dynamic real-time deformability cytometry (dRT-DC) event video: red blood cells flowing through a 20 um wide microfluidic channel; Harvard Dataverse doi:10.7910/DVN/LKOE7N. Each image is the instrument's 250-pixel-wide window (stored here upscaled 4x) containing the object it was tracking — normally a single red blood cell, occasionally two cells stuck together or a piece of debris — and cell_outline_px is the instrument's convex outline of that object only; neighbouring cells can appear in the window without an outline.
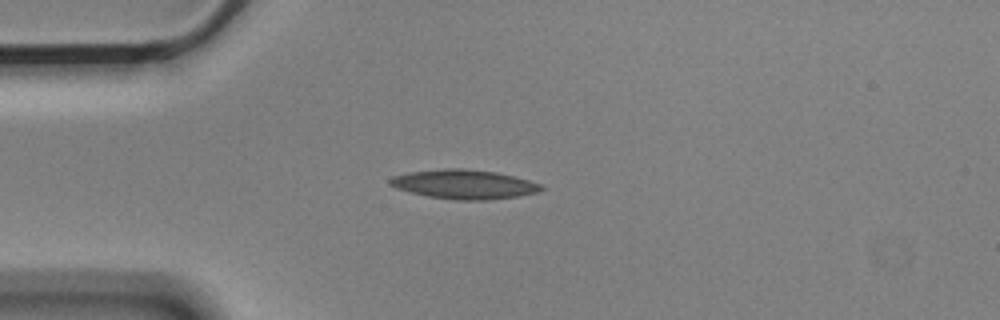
{"species": "Egyptian fruit bat (a non-hibernating species)", "species_latin": "Rousettus aegyptiacus", "temperature_condition": "cold", "stored_images_in_passage": 7, "camera_frame_rate_fps": 3000, "um_per_image_px": 0.085, "animal": {"sex": "male"}, "frame": {"image": 1, "passage_image": 2, "time_ms": 0.333, "image_size_px": [1000, 320], "cell_outline_px": [[544, 188], [536, 192], [516, 196], [488, 200], [456, 200], [428, 196], [396, 188], [388, 184], [388, 180], [392, 176], [408, 172], [444, 168], [464, 168], [496, 172], [528, 180], [540, 184]], "centroid_in_image_um": [39.39, 15.65], "position_along_channel_um": 45.6, "area_um2": 25.61}}
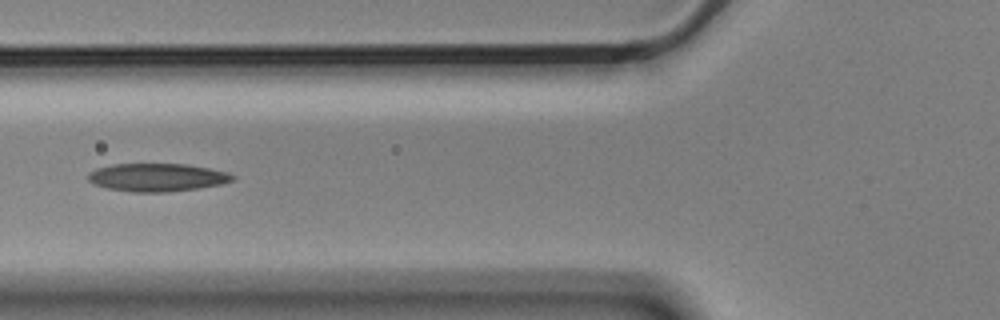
{"frame": {"image": 2, "passage_image": 4, "time_ms": 1.0, "image_size_px": [1000, 320], "cell_outline_px": [[236, 176], [232, 180], [220, 184], [196, 188], [168, 192], [132, 192], [108, 188], [96, 184], [88, 180], [88, 172], [96, 168], [112, 164], [184, 164], [208, 168], [228, 172]], "centroid_in_image_um": [13.33, 15.07], "position_along_channel_um": 112.5, "area_um2": 23.41}}
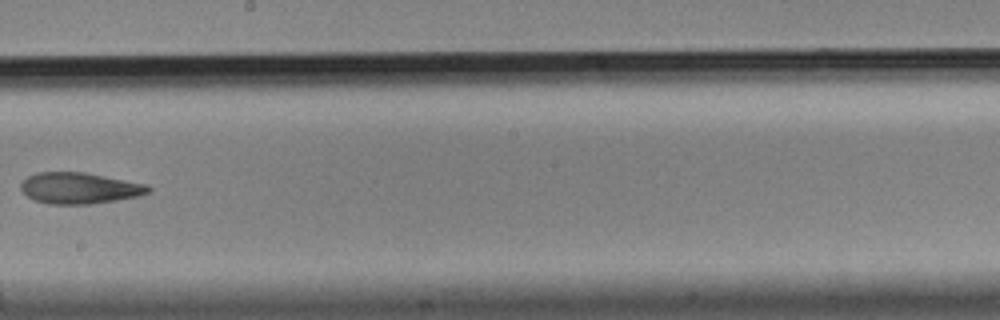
{"frame": {"image": 3, "passage_image": 7, "time_ms": 2.0, "image_size_px": [1000, 320], "cell_outline_px": [[152, 192], [136, 196], [116, 200], [92, 204], [48, 204], [32, 200], [20, 188], [20, 184], [28, 176], [36, 172], [84, 172], [148, 184], [152, 188]], "centroid_in_image_um": [6.76, 15.99], "position_along_channel_um": 241.4, "area_um2": 23.29}}